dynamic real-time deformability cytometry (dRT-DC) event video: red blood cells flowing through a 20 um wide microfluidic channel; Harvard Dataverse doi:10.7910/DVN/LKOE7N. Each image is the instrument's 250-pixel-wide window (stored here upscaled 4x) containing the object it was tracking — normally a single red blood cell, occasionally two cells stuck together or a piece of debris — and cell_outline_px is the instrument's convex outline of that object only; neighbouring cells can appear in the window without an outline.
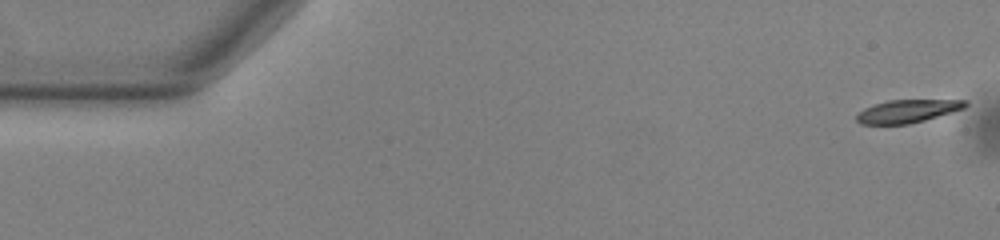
{"species": "common noctule bat (a hibernating species)", "species_latin": "Nyctalus noctula", "temperature_condition": "warm", "stored_images_in_passage": 44, "camera_frame_rate_fps": 3000, "um_per_image_px": 0.085, "animal": {"sex": "male", "body_mass_g": 13.0, "forearm_length_mm": 53.1}, "frame": {"image": 1, "passage_image": 1, "time_ms": 0.0, "image_size_px": [1000, 240], "cell_outline_px": [[968, 104], [964, 108], [952, 112], [924, 120], [908, 124], [860, 124], [856, 120], [856, 116], [864, 108], [888, 100], [968, 100]], "centroid_in_image_um": [77.14, 9.45], "position_along_channel_um": 7.9, "area_um2": 14.39}}
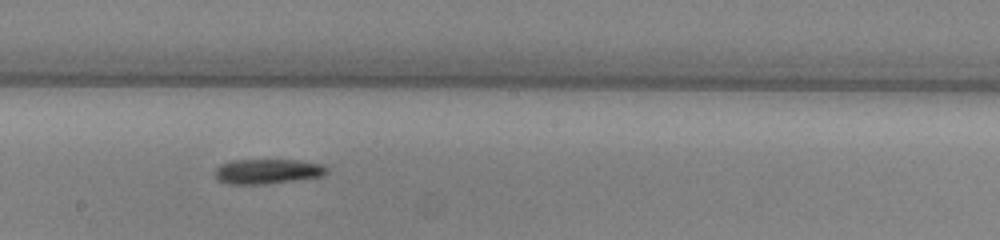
{"frame": {"image": 2, "passage_image": 29, "time_ms": 9.333, "image_size_px": [1000, 240], "cell_outline_px": [[328, 172], [324, 176], [268, 184], [228, 184], [216, 180], [216, 168], [220, 164], [232, 160], [296, 160], [324, 164], [328, 168]], "centroid_in_image_um": [22.76, 14.57], "position_along_channel_um": 225.4, "area_um2": 16.42}}
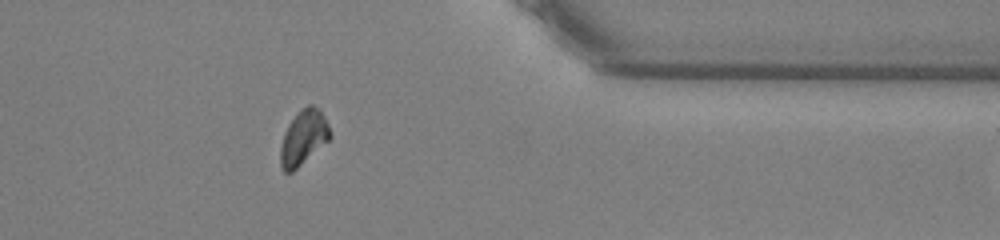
{"frame": {"image": 3, "passage_image": 43, "time_ms": 14.0, "image_size_px": [1000, 240], "cell_outline_px": [[332, 136], [328, 140], [292, 172], [284, 172], [280, 168], [280, 148], [284, 132], [288, 124], [300, 108], [308, 104], [312, 104], [320, 108], [332, 132]], "centroid_in_image_um": [25.79, 11.65], "position_along_channel_um": 385.6, "area_um2": 15.95}}